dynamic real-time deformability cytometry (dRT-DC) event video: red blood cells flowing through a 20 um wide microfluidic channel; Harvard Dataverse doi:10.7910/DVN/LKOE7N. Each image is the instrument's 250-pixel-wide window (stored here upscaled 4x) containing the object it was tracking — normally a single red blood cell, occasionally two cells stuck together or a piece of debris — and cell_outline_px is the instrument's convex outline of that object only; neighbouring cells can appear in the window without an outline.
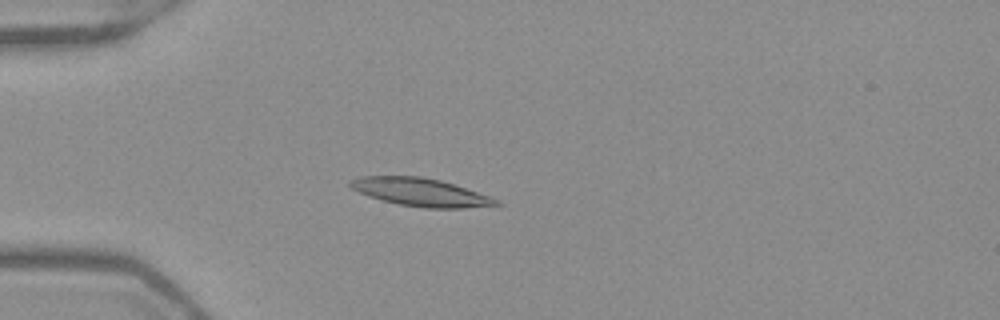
{"species": "Egyptian fruit bat (a non-hibernating species)", "species_latin": "Rousettus aegyptiacus", "temperature_condition": "warm", "stored_images_in_passage": 52, "camera_frame_rate_fps": 3000, "um_per_image_px": 0.085, "frame": {"image": 1, "passage_image": 15, "time_ms": 4.667, "image_size_px": [1000, 320], "cell_outline_px": [[504, 204], [464, 208], [424, 208], [400, 204], [368, 196], [352, 188], [348, 184], [348, 180], [360, 176], [420, 176], [440, 180], [500, 200]], "centroid_in_image_um": [35.73, 16.33], "position_along_channel_um": 49.3, "area_um2": 23.52}}
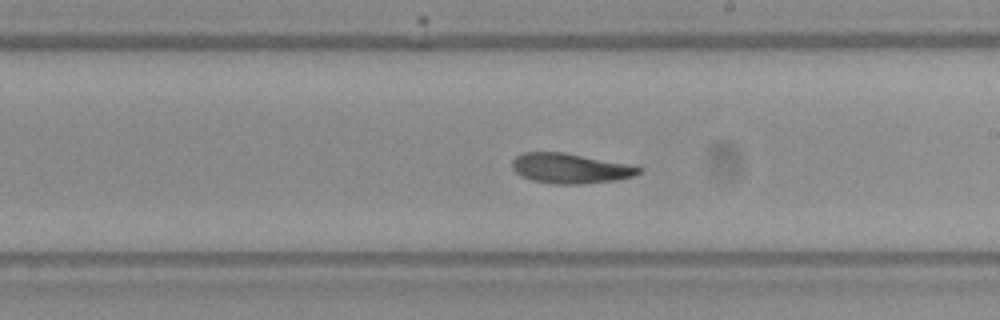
{"frame": {"image": 2, "passage_image": 31, "time_ms": 10.0, "image_size_px": [1000, 320], "cell_outline_px": [[644, 168], [640, 172], [632, 176], [616, 180], [580, 184], [556, 184], [532, 180], [520, 176], [512, 168], [512, 160], [516, 156], [524, 152], [564, 152], [628, 164]], "centroid_in_image_um": [48.45, 14.31], "position_along_channel_um": 240.6, "area_um2": 22.08}}
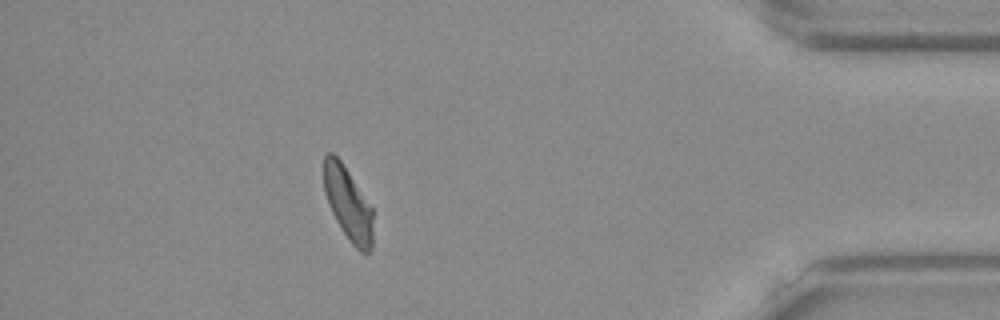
{"frame": {"image": 3, "passage_image": 47, "time_ms": 15.333, "image_size_px": [1000, 320], "cell_outline_px": [[372, 248], [368, 252], [360, 252], [352, 244], [336, 220], [328, 204], [324, 192], [324, 156], [328, 152], [332, 152], [340, 160], [372, 208]], "centroid_in_image_um": [29.57, 17.32], "position_along_channel_um": 405.6, "area_um2": 20.52}, "authors_computed_cell_mechanics": {"area_um2": 22.4842, "velocity_mm_per_s": 3.9065, "shape_relaxation_time_tau1_ms": 9.1952, "shape_relaxation_time_tau2_ms": 4.7838, "deformation_change_tau1": 0.1916, "deformation_change_tau2": 0.1155}}